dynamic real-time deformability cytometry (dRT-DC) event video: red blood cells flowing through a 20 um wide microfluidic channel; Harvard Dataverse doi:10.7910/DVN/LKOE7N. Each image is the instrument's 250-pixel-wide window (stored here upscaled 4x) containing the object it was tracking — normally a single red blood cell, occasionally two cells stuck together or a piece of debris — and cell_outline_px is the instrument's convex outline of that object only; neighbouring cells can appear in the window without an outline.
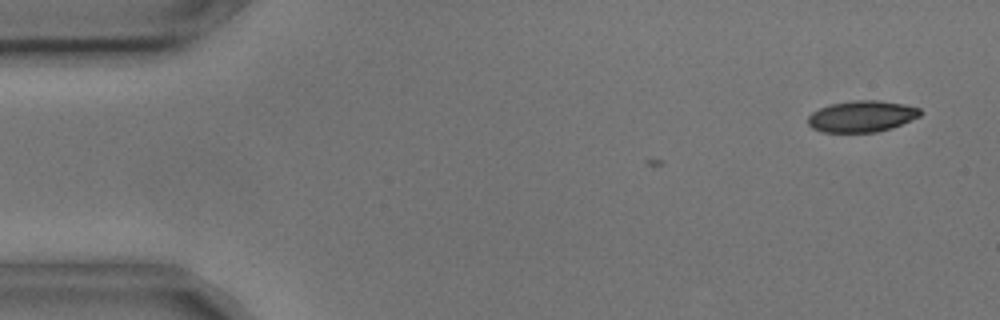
{"species": "common noctule bat (a hibernating species)", "species_latin": "Nyctalus noctula", "temperature_condition": "cold", "stored_images_in_passage": 2, "camera_frame_rate_fps": 3000, "um_per_image_px": 0.085, "animal": {"sex": "male", "body_mass_g": 17.9, "forearm_length_mm": 54.2}, "frame": {"image": 1, "passage_image": 2, "time_ms": 0.333, "image_size_px": [1000, 320], "cell_outline_px": [[920, 116], [892, 128], [876, 132], [824, 132], [812, 128], [808, 124], [808, 116], [812, 112], [820, 108], [832, 104], [856, 100], [880, 100], [904, 104], [920, 108]], "centroid_in_image_um": [73.25, 9.89], "position_along_channel_um": 11.7, "area_um2": 20.4}}